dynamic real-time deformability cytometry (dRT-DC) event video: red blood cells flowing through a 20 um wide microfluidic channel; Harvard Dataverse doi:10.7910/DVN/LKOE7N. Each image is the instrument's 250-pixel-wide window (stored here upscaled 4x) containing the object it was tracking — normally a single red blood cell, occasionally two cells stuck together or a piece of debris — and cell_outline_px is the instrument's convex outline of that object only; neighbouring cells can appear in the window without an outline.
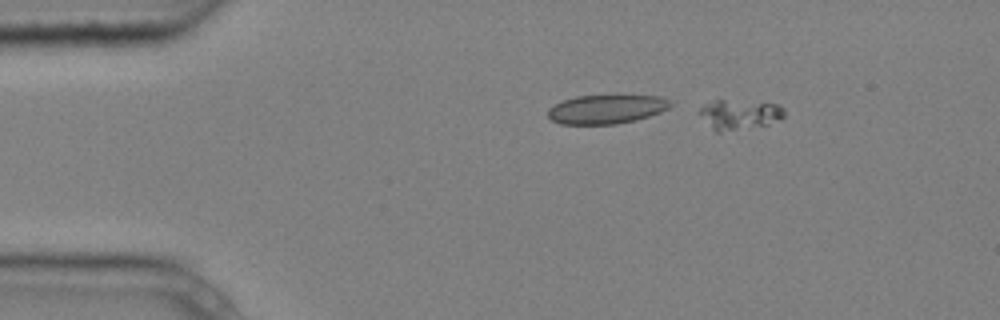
{"species": "common noctule bat (a hibernating species)", "species_latin": "Nyctalus noctula", "temperature_condition": "cold", "stored_images_in_passage": 4, "camera_frame_rate_fps": 3000, "um_per_image_px": 0.085, "animal": {"sex": "male", "body_mass_g": 20.4}, "frame": {"image": 1, "passage_image": 2, "time_ms": 0.333, "image_size_px": [1000, 320], "cell_outline_px": [[784, 116], [768, 124], [720, 132], [716, 132], [712, 128], [700, 112], [700, 108], [704, 104], [716, 100], [724, 100], [780, 104], [784, 108]], "centroid_in_image_um": [62.88, 9.72], "position_along_channel_um": 22.1, "area_um2": 14.22}}